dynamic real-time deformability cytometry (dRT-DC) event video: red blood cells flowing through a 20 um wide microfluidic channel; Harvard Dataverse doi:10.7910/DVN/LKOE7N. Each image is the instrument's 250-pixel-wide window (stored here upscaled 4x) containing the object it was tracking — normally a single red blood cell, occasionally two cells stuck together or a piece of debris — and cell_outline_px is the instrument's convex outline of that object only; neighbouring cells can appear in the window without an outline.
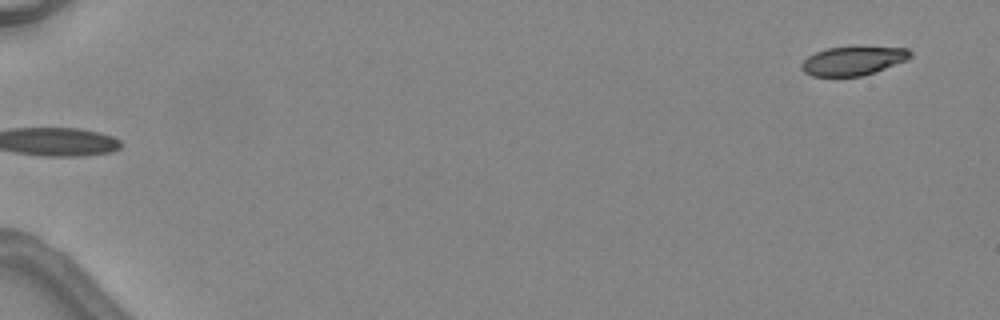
{"species": "common noctule bat (a hibernating species)", "species_latin": "Nyctalus noctula", "temperature_condition": "warm", "stored_images_in_passage": 5, "segment_of_instrument_passage": [2, 2], "camera_frame_rate_fps": 3000, "um_per_image_px": 0.085, "animal": {"sex": "female", "body_mass_g": 24.6, "forearm_length_mm": 56.2}, "frame": {"image": 1, "passage_image": 5, "time_ms": 4.667, "image_size_px": [1000, 320], "cell_outline_px": [[912, 56], [908, 60], [876, 72], [864, 76], [812, 76], [804, 72], [800, 68], [800, 64], [808, 56], [816, 52], [828, 48], [856, 44], [860, 44], [908, 48], [912, 52]], "centroid_in_image_um": [72.58, 5.12], "position_along_channel_um": 12.4, "area_um2": 19.31}}